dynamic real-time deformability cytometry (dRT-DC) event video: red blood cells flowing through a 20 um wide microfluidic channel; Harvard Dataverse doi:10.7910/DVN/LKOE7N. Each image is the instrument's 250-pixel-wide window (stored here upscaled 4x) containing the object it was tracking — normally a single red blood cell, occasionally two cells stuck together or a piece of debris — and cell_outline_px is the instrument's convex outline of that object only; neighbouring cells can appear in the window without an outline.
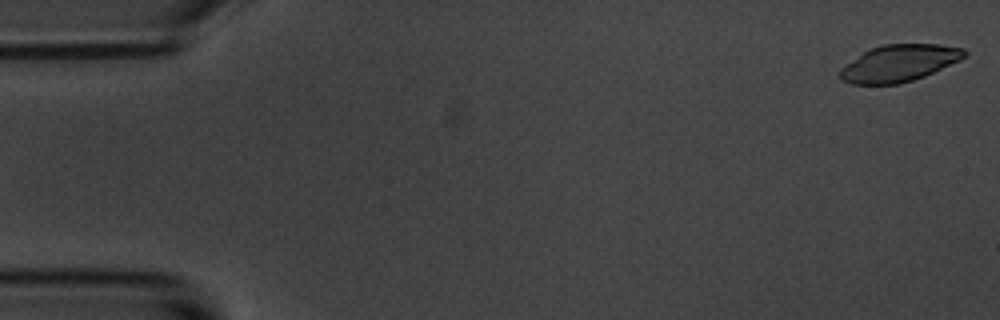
{"species": "common noctule bat (a hibernating species)", "species_latin": "Nyctalus noctula", "temperature_condition": "room temperature", "stored_images_in_passage": 54, "camera_frame_rate_fps": 3000, "um_per_image_px": 0.085, "animal": {"sex": "male", "body_mass_g": 20.1, "forearm_length_mm": 53.5}, "frame": {"image": 1, "passage_image": 1, "time_ms": 0.0, "image_size_px": [1000, 320], "cell_outline_px": [[968, 52], [960, 60], [924, 76], [900, 84], [852, 84], [844, 80], [840, 76], [840, 68], [864, 52], [872, 48], [884, 44], [940, 44], [964, 48]], "centroid_in_image_um": [76.45, 5.36], "position_along_channel_um": 8.5, "area_um2": 26.41}}